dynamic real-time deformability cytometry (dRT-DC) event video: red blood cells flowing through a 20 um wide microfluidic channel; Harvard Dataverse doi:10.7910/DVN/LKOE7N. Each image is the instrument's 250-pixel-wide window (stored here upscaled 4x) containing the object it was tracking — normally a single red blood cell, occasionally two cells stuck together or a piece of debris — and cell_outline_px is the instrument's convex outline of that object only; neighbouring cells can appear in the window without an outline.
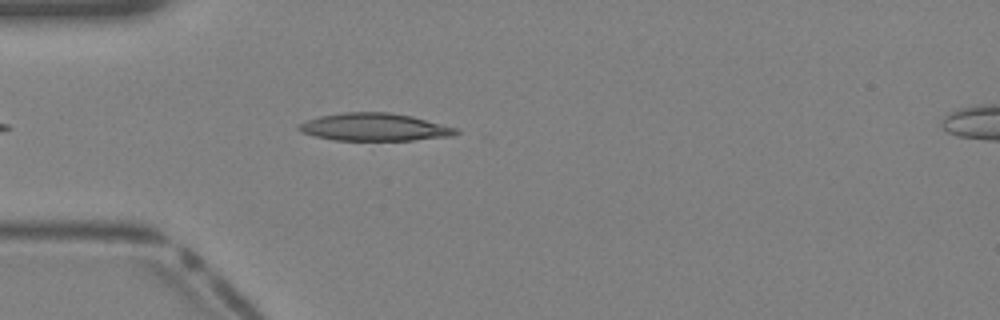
{"species": "Egyptian fruit bat (a non-hibernating species)", "species_latin": "Rousettus aegyptiacus", "temperature_condition": "warm", "stored_images_in_passage": 30, "camera_frame_rate_fps": 3000, "um_per_image_px": 0.085, "animal": {"sex": "female"}, "frame": {"image": 1, "passage_image": 4, "time_ms": 1.0, "image_size_px": [1000, 320], "cell_outline_px": [[460, 132], [452, 136], [412, 140], [336, 140], [316, 136], [300, 132], [296, 128], [300, 124], [308, 120], [320, 116], [344, 112], [388, 112], [412, 116], [456, 128]], "centroid_in_image_um": [31.82, 10.8], "position_along_channel_um": 53.2, "area_um2": 25.09}}
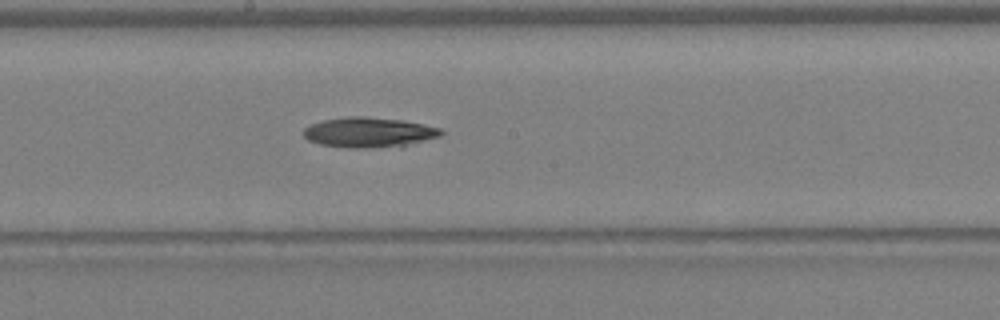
{"frame": {"image": 2, "passage_image": 14, "time_ms": 4.333, "image_size_px": [1000, 320], "cell_outline_px": [[444, 132], [440, 136], [404, 148], [348, 148], [320, 144], [308, 140], [304, 136], [304, 128], [312, 124], [324, 120], [352, 116], [360, 116], [400, 120], [440, 128]], "centroid_in_image_um": [31.42, 11.29], "position_along_channel_um": 216.8, "area_um2": 24.39}}
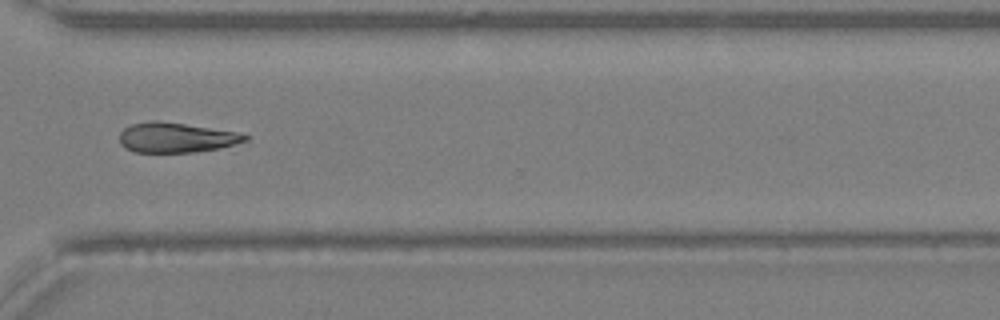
{"frame": {"image": 3, "passage_image": 22, "time_ms": 7.0, "image_size_px": [1000, 320], "cell_outline_px": [[252, 136], [248, 140], [220, 148], [192, 152], [136, 152], [124, 148], [120, 144], [120, 132], [124, 128], [132, 124], [152, 120], [156, 120], [184, 124], [236, 132]], "centroid_in_image_um": [14.96, 11.69], "position_along_channel_um": 355.6, "area_um2": 21.79}}